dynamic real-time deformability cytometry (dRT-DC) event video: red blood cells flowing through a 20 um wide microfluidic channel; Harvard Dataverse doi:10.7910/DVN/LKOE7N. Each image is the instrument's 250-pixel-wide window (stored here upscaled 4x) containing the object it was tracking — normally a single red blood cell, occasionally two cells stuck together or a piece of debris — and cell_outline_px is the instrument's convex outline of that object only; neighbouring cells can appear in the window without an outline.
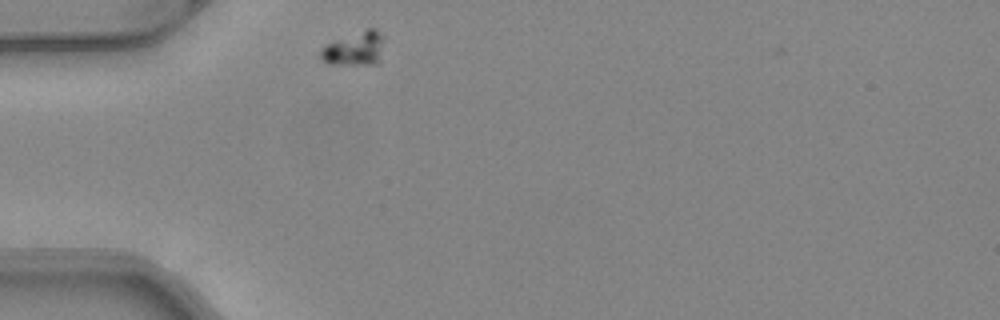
{"species": "common noctule bat (a hibernating species)", "species_latin": "Nyctalus noctula", "temperature_condition": "warm", "stored_images_in_passage": 40, "camera_frame_rate_fps": 3000, "um_per_image_px": 0.085, "animal": {"sex": "female", "body_mass_g": 24.6, "forearm_length_mm": 56.2}, "frame": {"image": 1, "passage_image": 1, "time_ms": 0.0, "image_size_px": [1000, 320], "cell_outline_px": [[384, 40], [380, 60], [376, 64], [328, 64], [320, 56], [320, 52], [328, 44], [336, 40], [368, 28], [372, 28], [384, 36]], "centroid_in_image_um": [30.19, 4.15], "position_along_channel_um": 54.8, "area_um2": 12.25}}
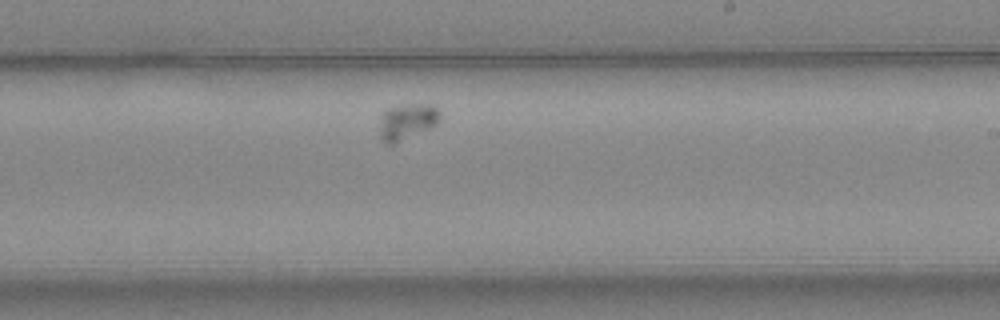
{"frame": {"image": 2, "passage_image": 18, "time_ms": 5.667, "image_size_px": [1000, 320], "cell_outline_px": [[440, 120], [432, 128], [392, 144], [384, 144], [380, 140], [380, 116], [388, 108], [412, 104], [432, 104], [440, 112]], "centroid_in_image_um": [34.6, 10.35], "position_along_channel_um": 254.4, "area_um2": 12.77}}
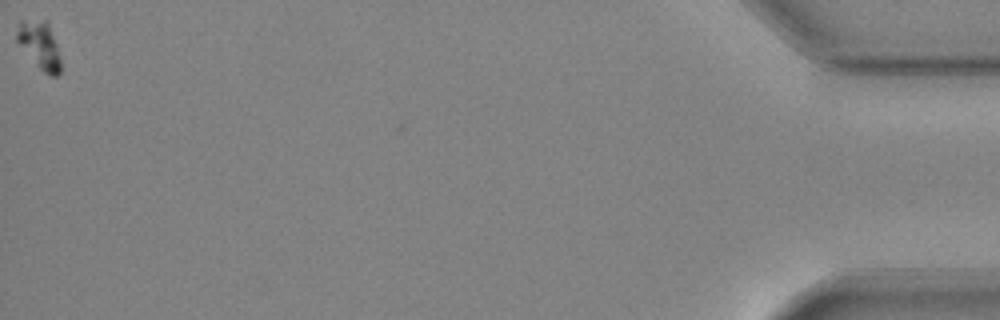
{"frame": {"image": 3, "passage_image": 40, "time_ms": 13.0, "image_size_px": [1000, 320], "cell_outline_px": [[60, 72], [56, 76], [48, 76], [40, 68], [16, 40], [16, 32], [20, 20], [48, 20], [56, 44], [60, 60]], "centroid_in_image_um": [3.37, 3.81], "position_along_channel_um": 431.8, "area_um2": 11.91}}